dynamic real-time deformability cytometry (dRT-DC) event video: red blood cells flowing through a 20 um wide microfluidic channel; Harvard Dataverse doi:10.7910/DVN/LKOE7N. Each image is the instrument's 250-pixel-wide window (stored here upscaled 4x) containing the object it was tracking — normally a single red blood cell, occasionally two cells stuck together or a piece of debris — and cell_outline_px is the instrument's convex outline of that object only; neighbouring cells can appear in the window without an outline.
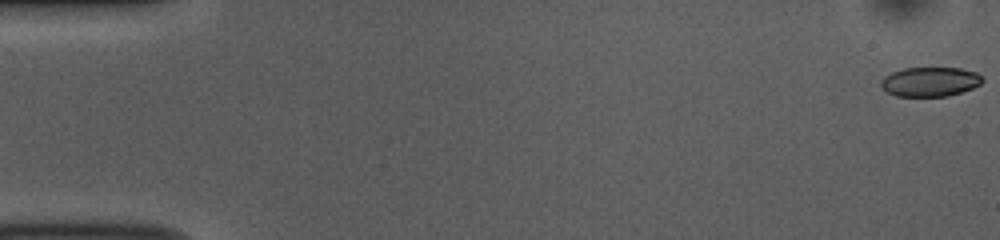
{"species": "common noctule bat (a hibernating species)", "species_latin": "Nyctalus noctula", "temperature_condition": "room temperature", "stored_images_in_passage": 54, "segment_of_instrument_passage": [1, 2], "camera_frame_rate_fps": 3000, "um_per_image_px": 0.085, "animal": {"sex": "female", "body_mass_g": 10.0, "forearm_length_mm": 53.1}, "frame": {"image": 1, "passage_image": 1, "time_ms": 0.0, "image_size_px": [1000, 240], "cell_outline_px": [[984, 80], [980, 84], [972, 88], [948, 96], [896, 96], [880, 88], [880, 80], [884, 76], [892, 72], [904, 68], [960, 68], [976, 72]], "centroid_in_image_um": [79.02, 6.94], "position_along_channel_um": 6.0, "area_um2": 17.4}}
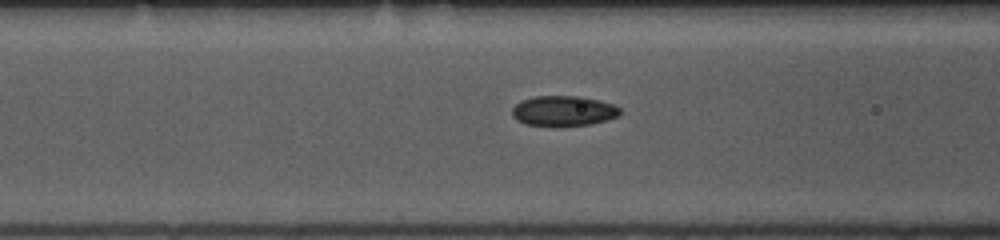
{"frame": {"image": 2, "passage_image": 21, "time_ms": 6.667, "image_size_px": [1000, 240], "cell_outline_px": [[620, 116], [608, 120], [592, 124], [524, 124], [516, 120], [512, 116], [512, 108], [520, 100], [536, 96], [580, 96], [600, 100], [612, 104], [620, 108]], "centroid_in_image_um": [47.91, 9.4], "position_along_channel_um": 118.7, "area_um2": 18.73}}
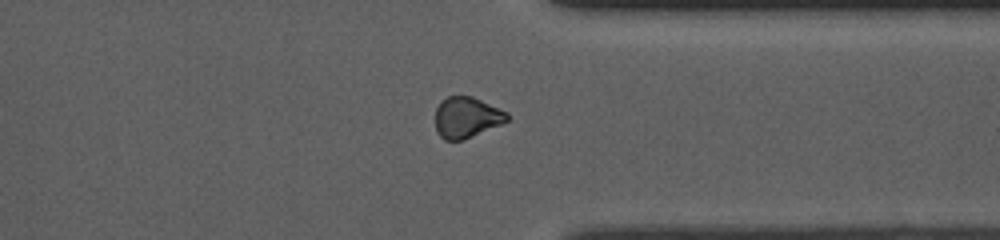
{"frame": {"image": 3, "passage_image": 41, "time_ms": 13.333, "image_size_px": [1000, 240], "cell_outline_px": [[508, 120], [500, 124], [464, 140], [444, 140], [436, 132], [436, 108], [440, 100], [448, 96], [472, 96], [508, 112]], "centroid_in_image_um": [39.63, 9.97], "position_along_channel_um": 371.8, "area_um2": 17.11}}